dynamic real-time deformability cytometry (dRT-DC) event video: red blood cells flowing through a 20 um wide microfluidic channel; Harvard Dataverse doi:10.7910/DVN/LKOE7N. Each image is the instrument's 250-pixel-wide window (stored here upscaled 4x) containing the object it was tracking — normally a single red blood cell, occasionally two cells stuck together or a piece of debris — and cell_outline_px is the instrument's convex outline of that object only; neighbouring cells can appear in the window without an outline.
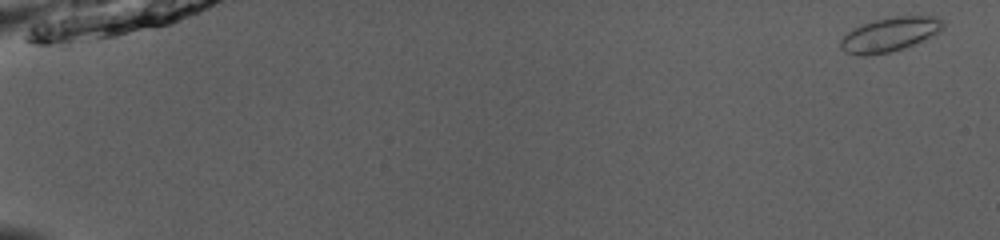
{"species": "common noctule bat (a hibernating species)", "species_latin": "Nyctalus noctula", "temperature_condition": "room temperature", "stored_images_in_passage": 52, "camera_frame_rate_fps": 3000, "um_per_image_px": 0.085, "animal": {"sex": "male", "body_mass_g": 13.0, "forearm_length_mm": 53.1}, "frame": {"image": 1, "passage_image": 1, "time_ms": 0.0, "image_size_px": [1000, 240], "cell_outline_px": [[944, 28], [940, 32], [912, 44], [888, 52], [864, 56], [856, 56], [844, 52], [840, 48], [840, 40], [852, 28], [860, 24], [892, 16], [936, 16], [944, 20]], "centroid_in_image_um": [75.6, 2.91], "position_along_channel_um": 9.4, "area_um2": 20.4}}
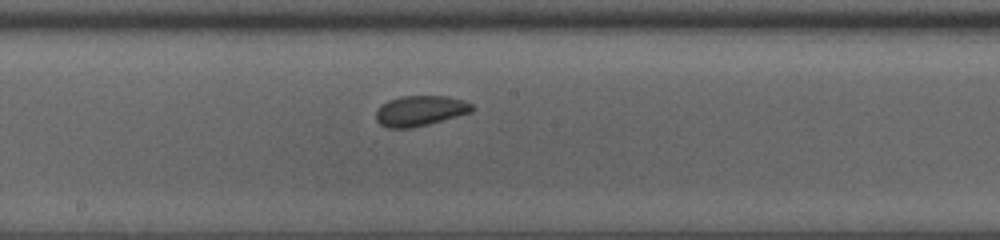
{"frame": {"image": 2, "passage_image": 30, "time_ms": 9.667, "image_size_px": [1000, 240], "cell_outline_px": [[476, 108], [472, 112], [428, 124], [412, 128], [388, 128], [380, 124], [376, 120], [376, 112], [388, 100], [400, 96], [448, 96], [464, 100], [472, 104]], "centroid_in_image_um": [35.75, 9.41], "position_along_channel_um": 212.5, "area_um2": 16.99}}
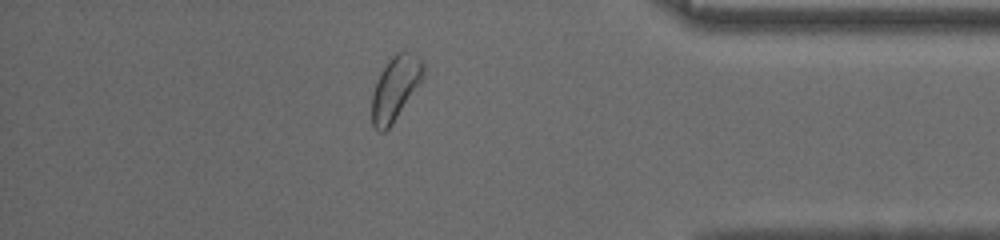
{"frame": {"image": 3, "passage_image": 46, "time_ms": 15.0, "image_size_px": [1000, 240], "cell_outline_px": [[424, 76], [420, 84], [392, 124], [384, 132], [380, 132], [372, 124], [372, 92], [380, 72], [388, 60], [396, 52], [404, 48], [412, 52], [424, 64]], "centroid_in_image_um": [33.61, 7.44], "position_along_channel_um": 401.6, "area_um2": 19.36}, "authors_computed_cell_mechanics": {"area_um2": 17.6868, "velocity_mm_per_s": 3.9484, "shape_relaxation_time_tau1_ms": 3.3538, "shape_relaxation_time_tau2_ms": 1.6101, "deformation_change_tau1": 0.0468, "deformation_change_tau2": 0.0562}}